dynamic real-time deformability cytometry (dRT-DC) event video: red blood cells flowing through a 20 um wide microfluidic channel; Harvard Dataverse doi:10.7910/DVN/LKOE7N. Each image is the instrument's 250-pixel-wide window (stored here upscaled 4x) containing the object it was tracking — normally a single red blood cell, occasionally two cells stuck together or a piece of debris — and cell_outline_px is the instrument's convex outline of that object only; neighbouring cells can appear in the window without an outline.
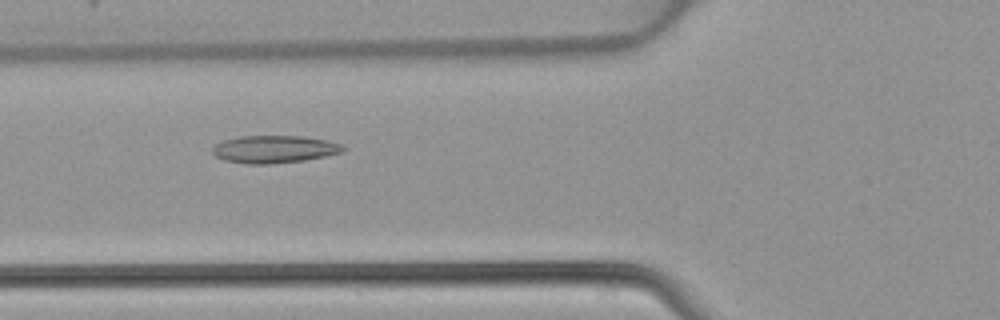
{"species": "common noctule bat (a hibernating species)", "species_latin": "Nyctalus noctula", "temperature_condition": "warm", "stored_images_in_passage": 47, "camera_frame_rate_fps": 3000, "um_per_image_px": 0.085, "animal": {"sex": "female", "body_mass_g": 22.7, "forearm_length_mm": 54.2}, "frame": {"image": 1, "passage_image": 18, "time_ms": 5.667, "image_size_px": [1000, 320], "cell_outline_px": [[348, 148], [344, 152], [304, 160], [272, 164], [244, 164], [224, 160], [216, 156], [212, 152], [212, 148], [216, 144], [224, 140], [240, 136], [300, 136], [328, 140], [340, 144]], "centroid_in_image_um": [23.33, 12.69], "position_along_channel_um": 102.5, "area_um2": 21.04}}
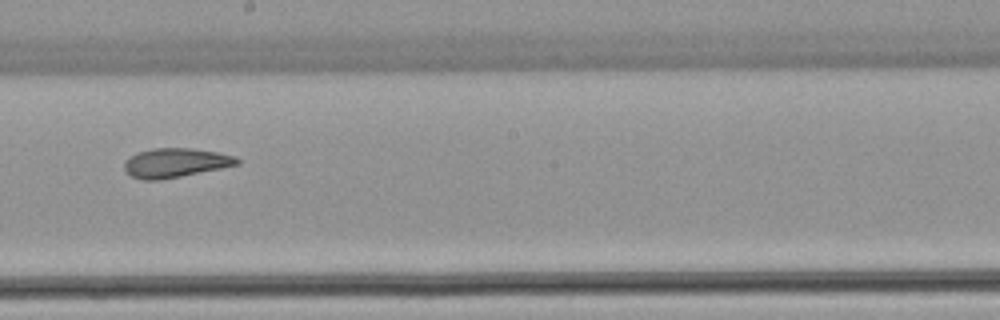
{"frame": {"image": 2, "passage_image": 27, "time_ms": 8.667, "image_size_px": [1000, 320], "cell_outline_px": [[240, 164], [160, 180], [140, 180], [124, 172], [124, 160], [140, 152], [152, 148], [192, 148], [216, 152], [236, 156], [240, 160]], "centroid_in_image_um": [14.89, 13.84], "position_along_channel_um": 233.3, "area_um2": 19.13}}
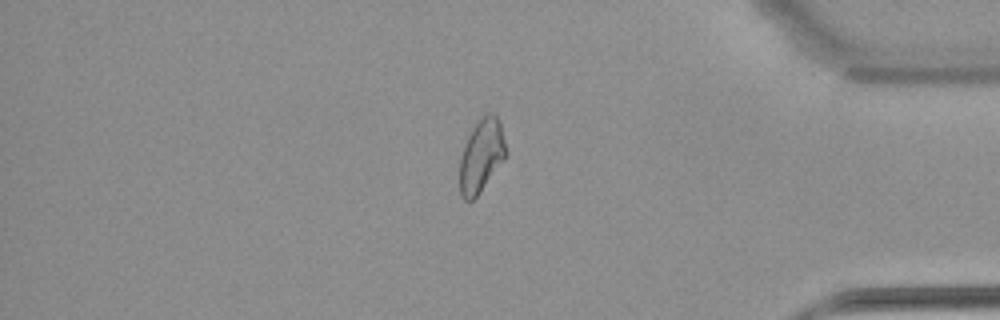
{"frame": {"image": 3, "passage_image": 40, "time_ms": 13.0, "image_size_px": [1000, 320], "cell_outline_px": [[508, 156], [480, 192], [472, 200], [464, 200], [460, 196], [460, 156], [468, 136], [472, 128], [480, 116], [488, 112], [492, 112], [496, 116], [500, 124], [508, 152]], "centroid_in_image_um": [40.93, 13.22], "position_along_channel_um": 394.3, "area_um2": 19.94}}